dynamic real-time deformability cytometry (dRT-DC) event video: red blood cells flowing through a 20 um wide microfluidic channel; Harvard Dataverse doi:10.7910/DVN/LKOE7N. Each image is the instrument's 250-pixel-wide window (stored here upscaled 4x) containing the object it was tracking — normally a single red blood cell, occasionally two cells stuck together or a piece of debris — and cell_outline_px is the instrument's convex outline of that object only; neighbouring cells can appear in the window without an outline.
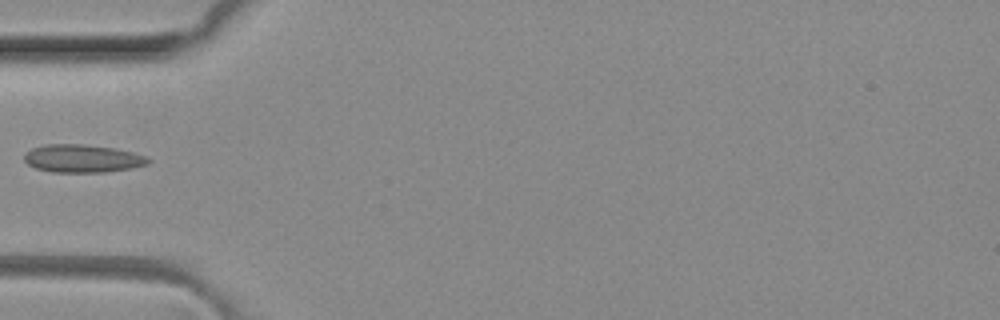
{"species": "common noctule bat (a hibernating species)", "species_latin": "Nyctalus noctula", "temperature_condition": "room temperature", "stored_images_in_passage": 2, "camera_frame_rate_fps": 3000, "um_per_image_px": 0.085, "animal": {"sex": "female", "body_mass_g": 29.2, "forearm_length_mm": 56.3}, "frame": {"image": 1, "passage_image": 1, "time_ms": 0.0, "image_size_px": [1000, 320], "cell_outline_px": [[152, 160], [148, 164], [128, 168], [104, 172], [52, 172], [36, 168], [28, 164], [24, 160], [24, 152], [32, 148], [44, 144], [84, 144], [112, 148], [132, 152], [144, 156]], "centroid_in_image_um": [6.96, 13.46], "position_along_channel_um": 78.0, "area_um2": 20.06}}
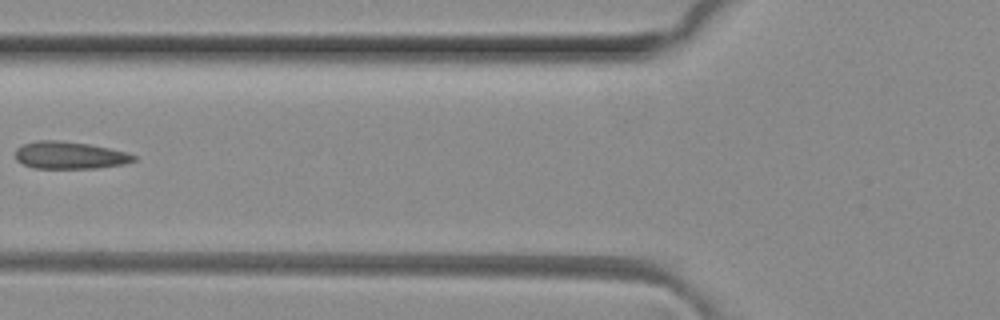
{"frame": {"image": 2, "passage_image": 2, "time_ms": 0.333, "image_size_px": [1000, 320], "cell_outline_px": [[136, 160], [124, 164], [96, 168], [32, 168], [16, 160], [16, 148], [24, 144], [36, 140], [56, 140], [88, 144], [108, 148], [124, 152], [136, 156]], "centroid_in_image_um": [5.89, 13.2], "position_along_channel_um": 119.9, "area_um2": 18.67}}